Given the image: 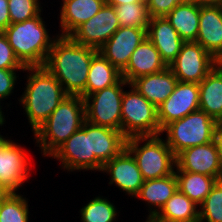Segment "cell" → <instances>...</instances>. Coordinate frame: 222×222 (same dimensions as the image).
<instances>
[{
    "mask_svg": "<svg viewBox=\"0 0 222 222\" xmlns=\"http://www.w3.org/2000/svg\"><path fill=\"white\" fill-rule=\"evenodd\" d=\"M97 49L81 45L70 36H56L44 67L71 96L86 97L90 63Z\"/></svg>",
    "mask_w": 222,
    "mask_h": 222,
    "instance_id": "6da1fadb",
    "label": "cell"
},
{
    "mask_svg": "<svg viewBox=\"0 0 222 222\" xmlns=\"http://www.w3.org/2000/svg\"><path fill=\"white\" fill-rule=\"evenodd\" d=\"M29 71L24 94L20 98L32 131L35 132L68 96L62 84L44 67H25Z\"/></svg>",
    "mask_w": 222,
    "mask_h": 222,
    "instance_id": "7a4b0ae2",
    "label": "cell"
},
{
    "mask_svg": "<svg viewBox=\"0 0 222 222\" xmlns=\"http://www.w3.org/2000/svg\"><path fill=\"white\" fill-rule=\"evenodd\" d=\"M86 120L85 101L81 96L68 95L34 132L43 155L49 156Z\"/></svg>",
    "mask_w": 222,
    "mask_h": 222,
    "instance_id": "3957f363",
    "label": "cell"
},
{
    "mask_svg": "<svg viewBox=\"0 0 222 222\" xmlns=\"http://www.w3.org/2000/svg\"><path fill=\"white\" fill-rule=\"evenodd\" d=\"M40 15L10 24L3 31L15 56L25 67L44 66L55 41L49 36Z\"/></svg>",
    "mask_w": 222,
    "mask_h": 222,
    "instance_id": "277c9868",
    "label": "cell"
},
{
    "mask_svg": "<svg viewBox=\"0 0 222 222\" xmlns=\"http://www.w3.org/2000/svg\"><path fill=\"white\" fill-rule=\"evenodd\" d=\"M160 135L131 137L126 140V149L134 157L144 181L162 178L174 173L176 156ZM147 141L143 146L139 143Z\"/></svg>",
    "mask_w": 222,
    "mask_h": 222,
    "instance_id": "5b68a950",
    "label": "cell"
},
{
    "mask_svg": "<svg viewBox=\"0 0 222 222\" xmlns=\"http://www.w3.org/2000/svg\"><path fill=\"white\" fill-rule=\"evenodd\" d=\"M218 124L207 113L197 110L170 122L162 129V133H167V145L177 156L184 149L214 141Z\"/></svg>",
    "mask_w": 222,
    "mask_h": 222,
    "instance_id": "8992f818",
    "label": "cell"
},
{
    "mask_svg": "<svg viewBox=\"0 0 222 222\" xmlns=\"http://www.w3.org/2000/svg\"><path fill=\"white\" fill-rule=\"evenodd\" d=\"M129 87L131 90L122 96L121 132L127 139L160 135L157 108L132 85Z\"/></svg>",
    "mask_w": 222,
    "mask_h": 222,
    "instance_id": "52a82bcc",
    "label": "cell"
},
{
    "mask_svg": "<svg viewBox=\"0 0 222 222\" xmlns=\"http://www.w3.org/2000/svg\"><path fill=\"white\" fill-rule=\"evenodd\" d=\"M124 85L130 84L122 78L117 84L86 96L84 98L86 120L95 125L121 131Z\"/></svg>",
    "mask_w": 222,
    "mask_h": 222,
    "instance_id": "ba28073f",
    "label": "cell"
},
{
    "mask_svg": "<svg viewBox=\"0 0 222 222\" xmlns=\"http://www.w3.org/2000/svg\"><path fill=\"white\" fill-rule=\"evenodd\" d=\"M216 66V59L199 43L182 44L176 59L168 66L178 81L200 83Z\"/></svg>",
    "mask_w": 222,
    "mask_h": 222,
    "instance_id": "9c48e42d",
    "label": "cell"
},
{
    "mask_svg": "<svg viewBox=\"0 0 222 222\" xmlns=\"http://www.w3.org/2000/svg\"><path fill=\"white\" fill-rule=\"evenodd\" d=\"M50 156L61 160L62 167L68 171L95 170V154H91L90 122L85 120L82 127Z\"/></svg>",
    "mask_w": 222,
    "mask_h": 222,
    "instance_id": "30bf717a",
    "label": "cell"
},
{
    "mask_svg": "<svg viewBox=\"0 0 222 222\" xmlns=\"http://www.w3.org/2000/svg\"><path fill=\"white\" fill-rule=\"evenodd\" d=\"M119 27L114 6L105 3L96 15L81 24L70 37L81 45L99 50Z\"/></svg>",
    "mask_w": 222,
    "mask_h": 222,
    "instance_id": "8fae6325",
    "label": "cell"
},
{
    "mask_svg": "<svg viewBox=\"0 0 222 222\" xmlns=\"http://www.w3.org/2000/svg\"><path fill=\"white\" fill-rule=\"evenodd\" d=\"M176 171L194 172L222 180L221 159L216 140L180 152L176 156Z\"/></svg>",
    "mask_w": 222,
    "mask_h": 222,
    "instance_id": "7c38bea8",
    "label": "cell"
},
{
    "mask_svg": "<svg viewBox=\"0 0 222 222\" xmlns=\"http://www.w3.org/2000/svg\"><path fill=\"white\" fill-rule=\"evenodd\" d=\"M197 110H199L198 83L178 81L174 92L157 108L160 129Z\"/></svg>",
    "mask_w": 222,
    "mask_h": 222,
    "instance_id": "4fadbf2b",
    "label": "cell"
},
{
    "mask_svg": "<svg viewBox=\"0 0 222 222\" xmlns=\"http://www.w3.org/2000/svg\"><path fill=\"white\" fill-rule=\"evenodd\" d=\"M25 150L12 140L0 144V185L15 193L28 177L29 161Z\"/></svg>",
    "mask_w": 222,
    "mask_h": 222,
    "instance_id": "5bb4252c",
    "label": "cell"
},
{
    "mask_svg": "<svg viewBox=\"0 0 222 222\" xmlns=\"http://www.w3.org/2000/svg\"><path fill=\"white\" fill-rule=\"evenodd\" d=\"M146 37L145 29L120 26L98 52L122 72L134 50Z\"/></svg>",
    "mask_w": 222,
    "mask_h": 222,
    "instance_id": "9a60e30c",
    "label": "cell"
},
{
    "mask_svg": "<svg viewBox=\"0 0 222 222\" xmlns=\"http://www.w3.org/2000/svg\"><path fill=\"white\" fill-rule=\"evenodd\" d=\"M102 171L110 174L109 184L115 183L123 192L133 197L138 194L144 182L134 157L126 148L108 161Z\"/></svg>",
    "mask_w": 222,
    "mask_h": 222,
    "instance_id": "2e32d148",
    "label": "cell"
},
{
    "mask_svg": "<svg viewBox=\"0 0 222 222\" xmlns=\"http://www.w3.org/2000/svg\"><path fill=\"white\" fill-rule=\"evenodd\" d=\"M127 138L121 131L90 123L91 154H95V170L103 166L126 148Z\"/></svg>",
    "mask_w": 222,
    "mask_h": 222,
    "instance_id": "e0dca14e",
    "label": "cell"
},
{
    "mask_svg": "<svg viewBox=\"0 0 222 222\" xmlns=\"http://www.w3.org/2000/svg\"><path fill=\"white\" fill-rule=\"evenodd\" d=\"M146 36L159 51L167 66L176 59L185 42L166 17L150 18Z\"/></svg>",
    "mask_w": 222,
    "mask_h": 222,
    "instance_id": "ac0fdd59",
    "label": "cell"
},
{
    "mask_svg": "<svg viewBox=\"0 0 222 222\" xmlns=\"http://www.w3.org/2000/svg\"><path fill=\"white\" fill-rule=\"evenodd\" d=\"M215 59L222 58V8L200 6L196 41Z\"/></svg>",
    "mask_w": 222,
    "mask_h": 222,
    "instance_id": "d6986e66",
    "label": "cell"
},
{
    "mask_svg": "<svg viewBox=\"0 0 222 222\" xmlns=\"http://www.w3.org/2000/svg\"><path fill=\"white\" fill-rule=\"evenodd\" d=\"M168 66L162 60L159 51L146 37L132 53L127 67L121 72L129 84L136 78L159 73Z\"/></svg>",
    "mask_w": 222,
    "mask_h": 222,
    "instance_id": "ffe728a7",
    "label": "cell"
},
{
    "mask_svg": "<svg viewBox=\"0 0 222 222\" xmlns=\"http://www.w3.org/2000/svg\"><path fill=\"white\" fill-rule=\"evenodd\" d=\"M177 83L178 79L167 67L159 73L138 77L130 85L158 108L174 92Z\"/></svg>",
    "mask_w": 222,
    "mask_h": 222,
    "instance_id": "44dd1931",
    "label": "cell"
},
{
    "mask_svg": "<svg viewBox=\"0 0 222 222\" xmlns=\"http://www.w3.org/2000/svg\"><path fill=\"white\" fill-rule=\"evenodd\" d=\"M105 0H63L60 11L61 36H70L103 7Z\"/></svg>",
    "mask_w": 222,
    "mask_h": 222,
    "instance_id": "7402d4cb",
    "label": "cell"
},
{
    "mask_svg": "<svg viewBox=\"0 0 222 222\" xmlns=\"http://www.w3.org/2000/svg\"><path fill=\"white\" fill-rule=\"evenodd\" d=\"M198 86L199 110L222 124V72L215 66Z\"/></svg>",
    "mask_w": 222,
    "mask_h": 222,
    "instance_id": "603a6c76",
    "label": "cell"
},
{
    "mask_svg": "<svg viewBox=\"0 0 222 222\" xmlns=\"http://www.w3.org/2000/svg\"><path fill=\"white\" fill-rule=\"evenodd\" d=\"M177 189L178 182L174 172L173 174L162 178L144 181L135 197L142 199L145 202L147 201V204H150L149 206L152 205L151 208L155 206V209L153 210L150 208L149 213L156 214L173 196ZM156 207L159 208V210H157Z\"/></svg>",
    "mask_w": 222,
    "mask_h": 222,
    "instance_id": "cb8c5ba5",
    "label": "cell"
},
{
    "mask_svg": "<svg viewBox=\"0 0 222 222\" xmlns=\"http://www.w3.org/2000/svg\"><path fill=\"white\" fill-rule=\"evenodd\" d=\"M200 6L194 2H182L166 16L170 24L185 41H196L199 30Z\"/></svg>",
    "mask_w": 222,
    "mask_h": 222,
    "instance_id": "d4e9b609",
    "label": "cell"
},
{
    "mask_svg": "<svg viewBox=\"0 0 222 222\" xmlns=\"http://www.w3.org/2000/svg\"><path fill=\"white\" fill-rule=\"evenodd\" d=\"M121 79V72L98 52L90 63L86 84V96L113 86Z\"/></svg>",
    "mask_w": 222,
    "mask_h": 222,
    "instance_id": "484cf974",
    "label": "cell"
},
{
    "mask_svg": "<svg viewBox=\"0 0 222 222\" xmlns=\"http://www.w3.org/2000/svg\"><path fill=\"white\" fill-rule=\"evenodd\" d=\"M179 189L156 214L165 222H199V209Z\"/></svg>",
    "mask_w": 222,
    "mask_h": 222,
    "instance_id": "4316f807",
    "label": "cell"
},
{
    "mask_svg": "<svg viewBox=\"0 0 222 222\" xmlns=\"http://www.w3.org/2000/svg\"><path fill=\"white\" fill-rule=\"evenodd\" d=\"M178 189L196 205H201L218 181L217 178L188 171H174Z\"/></svg>",
    "mask_w": 222,
    "mask_h": 222,
    "instance_id": "83f0119b",
    "label": "cell"
},
{
    "mask_svg": "<svg viewBox=\"0 0 222 222\" xmlns=\"http://www.w3.org/2000/svg\"><path fill=\"white\" fill-rule=\"evenodd\" d=\"M114 8L120 26L142 28L147 31L150 15L146 2L126 3Z\"/></svg>",
    "mask_w": 222,
    "mask_h": 222,
    "instance_id": "f1b7e54d",
    "label": "cell"
},
{
    "mask_svg": "<svg viewBox=\"0 0 222 222\" xmlns=\"http://www.w3.org/2000/svg\"><path fill=\"white\" fill-rule=\"evenodd\" d=\"M116 210L113 203L98 196L80 210L81 220L82 222H114Z\"/></svg>",
    "mask_w": 222,
    "mask_h": 222,
    "instance_id": "f546056e",
    "label": "cell"
},
{
    "mask_svg": "<svg viewBox=\"0 0 222 222\" xmlns=\"http://www.w3.org/2000/svg\"><path fill=\"white\" fill-rule=\"evenodd\" d=\"M28 201L20 194L9 193L0 204V222H28Z\"/></svg>",
    "mask_w": 222,
    "mask_h": 222,
    "instance_id": "4dcf8cb0",
    "label": "cell"
},
{
    "mask_svg": "<svg viewBox=\"0 0 222 222\" xmlns=\"http://www.w3.org/2000/svg\"><path fill=\"white\" fill-rule=\"evenodd\" d=\"M199 210V222H222V180L216 182Z\"/></svg>",
    "mask_w": 222,
    "mask_h": 222,
    "instance_id": "1f68e13d",
    "label": "cell"
},
{
    "mask_svg": "<svg viewBox=\"0 0 222 222\" xmlns=\"http://www.w3.org/2000/svg\"><path fill=\"white\" fill-rule=\"evenodd\" d=\"M39 3V0H8L11 24L24 22L41 14L42 7Z\"/></svg>",
    "mask_w": 222,
    "mask_h": 222,
    "instance_id": "d6a6232c",
    "label": "cell"
},
{
    "mask_svg": "<svg viewBox=\"0 0 222 222\" xmlns=\"http://www.w3.org/2000/svg\"><path fill=\"white\" fill-rule=\"evenodd\" d=\"M0 69H25V66L15 56L3 31H0Z\"/></svg>",
    "mask_w": 222,
    "mask_h": 222,
    "instance_id": "836d02e7",
    "label": "cell"
},
{
    "mask_svg": "<svg viewBox=\"0 0 222 222\" xmlns=\"http://www.w3.org/2000/svg\"><path fill=\"white\" fill-rule=\"evenodd\" d=\"M180 3V0H146L150 18L166 17Z\"/></svg>",
    "mask_w": 222,
    "mask_h": 222,
    "instance_id": "e575fe53",
    "label": "cell"
},
{
    "mask_svg": "<svg viewBox=\"0 0 222 222\" xmlns=\"http://www.w3.org/2000/svg\"><path fill=\"white\" fill-rule=\"evenodd\" d=\"M18 69H0V101L13 92L16 83V71Z\"/></svg>",
    "mask_w": 222,
    "mask_h": 222,
    "instance_id": "d590c367",
    "label": "cell"
},
{
    "mask_svg": "<svg viewBox=\"0 0 222 222\" xmlns=\"http://www.w3.org/2000/svg\"><path fill=\"white\" fill-rule=\"evenodd\" d=\"M10 24L8 0H0V31H4Z\"/></svg>",
    "mask_w": 222,
    "mask_h": 222,
    "instance_id": "8d00e7d4",
    "label": "cell"
},
{
    "mask_svg": "<svg viewBox=\"0 0 222 222\" xmlns=\"http://www.w3.org/2000/svg\"><path fill=\"white\" fill-rule=\"evenodd\" d=\"M215 140L217 142L219 153H220V159H221V168H222V124H218Z\"/></svg>",
    "mask_w": 222,
    "mask_h": 222,
    "instance_id": "74e56055",
    "label": "cell"
},
{
    "mask_svg": "<svg viewBox=\"0 0 222 222\" xmlns=\"http://www.w3.org/2000/svg\"><path fill=\"white\" fill-rule=\"evenodd\" d=\"M140 2H146V0H105L106 4L114 7L126 3H140Z\"/></svg>",
    "mask_w": 222,
    "mask_h": 222,
    "instance_id": "f35d334b",
    "label": "cell"
},
{
    "mask_svg": "<svg viewBox=\"0 0 222 222\" xmlns=\"http://www.w3.org/2000/svg\"><path fill=\"white\" fill-rule=\"evenodd\" d=\"M198 6H220L222 0H194Z\"/></svg>",
    "mask_w": 222,
    "mask_h": 222,
    "instance_id": "ab89813d",
    "label": "cell"
},
{
    "mask_svg": "<svg viewBox=\"0 0 222 222\" xmlns=\"http://www.w3.org/2000/svg\"><path fill=\"white\" fill-rule=\"evenodd\" d=\"M145 222H165V221L163 219H161L157 214L150 213Z\"/></svg>",
    "mask_w": 222,
    "mask_h": 222,
    "instance_id": "60d3db41",
    "label": "cell"
},
{
    "mask_svg": "<svg viewBox=\"0 0 222 222\" xmlns=\"http://www.w3.org/2000/svg\"><path fill=\"white\" fill-rule=\"evenodd\" d=\"M9 193L10 192H8L3 186L0 185V204L9 195Z\"/></svg>",
    "mask_w": 222,
    "mask_h": 222,
    "instance_id": "b9f144b4",
    "label": "cell"
},
{
    "mask_svg": "<svg viewBox=\"0 0 222 222\" xmlns=\"http://www.w3.org/2000/svg\"><path fill=\"white\" fill-rule=\"evenodd\" d=\"M216 67L222 72V58L216 59Z\"/></svg>",
    "mask_w": 222,
    "mask_h": 222,
    "instance_id": "7bdbcfd3",
    "label": "cell"
},
{
    "mask_svg": "<svg viewBox=\"0 0 222 222\" xmlns=\"http://www.w3.org/2000/svg\"><path fill=\"white\" fill-rule=\"evenodd\" d=\"M1 103V102H0ZM1 105H0V126H2L4 124V116H3V113H2V110H1Z\"/></svg>",
    "mask_w": 222,
    "mask_h": 222,
    "instance_id": "ee69618b",
    "label": "cell"
},
{
    "mask_svg": "<svg viewBox=\"0 0 222 222\" xmlns=\"http://www.w3.org/2000/svg\"><path fill=\"white\" fill-rule=\"evenodd\" d=\"M181 2H194V0H180Z\"/></svg>",
    "mask_w": 222,
    "mask_h": 222,
    "instance_id": "f6af8a7d",
    "label": "cell"
},
{
    "mask_svg": "<svg viewBox=\"0 0 222 222\" xmlns=\"http://www.w3.org/2000/svg\"><path fill=\"white\" fill-rule=\"evenodd\" d=\"M4 139H5V138L0 135V144L3 142Z\"/></svg>",
    "mask_w": 222,
    "mask_h": 222,
    "instance_id": "bcb514c9",
    "label": "cell"
}]
</instances>
